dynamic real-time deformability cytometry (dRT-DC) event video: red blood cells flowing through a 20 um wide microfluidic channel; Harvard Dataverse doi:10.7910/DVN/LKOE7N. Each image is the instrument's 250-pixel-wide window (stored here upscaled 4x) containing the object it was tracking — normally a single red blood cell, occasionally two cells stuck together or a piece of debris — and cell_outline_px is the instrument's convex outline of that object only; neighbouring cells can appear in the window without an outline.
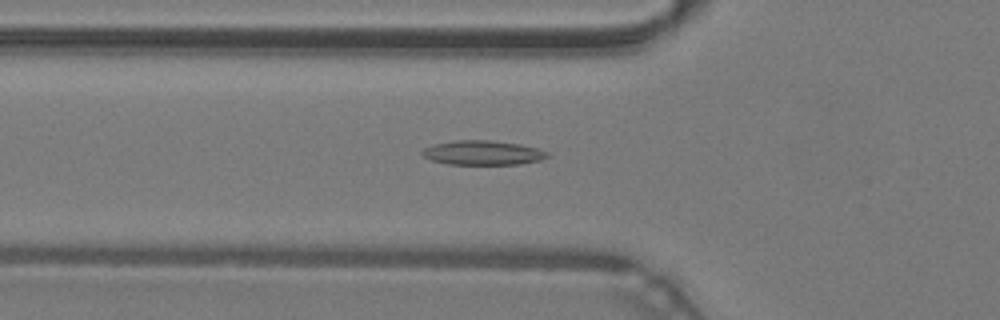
{"species": "common noctule bat (a hibernating species)", "species_latin": "Nyctalus noctula", "temperature_condition": "warm", "stored_images_in_passage": 48, "camera_frame_rate_fps": 3000, "um_per_image_px": 0.085, "animal": {"sex": "male", "body_mass_g": 19.2, "forearm_length_mm": 51.8}, "frame": {"image": 1, "passage_image": 17, "time_ms": 5.333, "image_size_px": [1000, 320], "cell_outline_px": [[548, 156], [540, 160], [520, 164], [448, 164], [432, 160], [424, 156], [420, 152], [424, 148], [432, 144], [456, 140], [488, 140], [520, 144], [536, 148], [548, 152]], "centroid_in_image_um": [41.01, 12.98], "position_along_channel_um": 84.8, "area_um2": 17.69}}
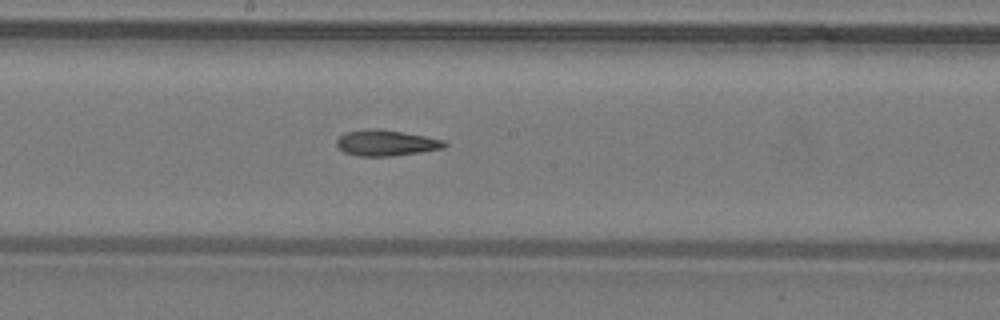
{"frame": {"image": 2, "passage_image": 26, "time_ms": 8.333, "image_size_px": [1000, 320], "cell_outline_px": [[448, 144], [444, 148], [420, 152], [392, 156], [356, 156], [344, 152], [336, 144], [336, 140], [340, 136], [348, 132], [368, 128], [380, 128], [424, 136], [444, 140]], "centroid_in_image_um": [32.81, 12.15], "position_along_channel_um": 215.4, "area_um2": 16.24}}
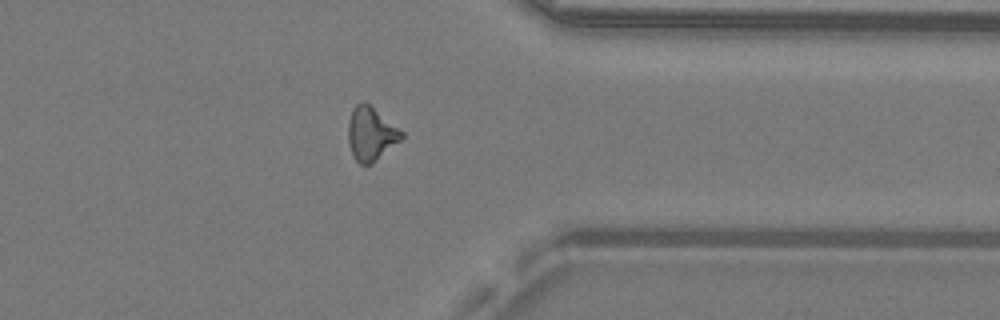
{"frame": {"image": 3, "passage_image": 38, "time_ms": 12.333, "image_size_px": [1000, 320], "cell_outline_px": [[404, 136], [400, 140], [372, 164], [360, 164], [352, 156], [348, 144], [348, 120], [352, 108], [356, 104], [364, 100], [400, 128], [404, 132]], "centroid_in_image_um": [31.51, 11.35], "position_along_channel_um": 379.9, "area_um2": 16.88}, "authors_computed_cell_mechanics": {"area_um2": 16.5019, "velocity_mm_per_s": 4.3108, "shape_relaxation_time_tau1_ms": null, "shape_relaxation_time_tau2_ms": 7.3379, "deformation_change_tau1": null, "deformation_change_tau2": 0.1816}}